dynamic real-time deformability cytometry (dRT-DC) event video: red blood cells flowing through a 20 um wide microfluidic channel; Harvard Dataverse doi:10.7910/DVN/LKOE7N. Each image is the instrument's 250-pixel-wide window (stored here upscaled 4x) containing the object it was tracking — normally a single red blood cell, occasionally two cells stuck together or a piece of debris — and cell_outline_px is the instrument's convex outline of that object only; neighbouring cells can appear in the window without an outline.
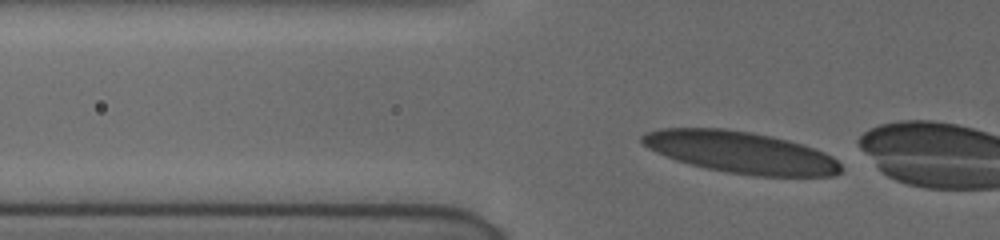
{"species": "human", "species_latin": "Homo sapiens", "temperature_condition": "cold", "stored_images_in_passage": 48, "camera_frame_rate_fps": 3000, "um_per_image_px": 0.085, "donor": {"sex": "female"}, "frame": {"image": 1, "passage_image": 8, "time_ms": 2.0, "image_size_px": [1000, 240], "cell_outline_px": [[844, 168], [840, 172], [832, 176], [756, 176], [724, 172], [688, 164], [676, 160], [656, 152], [648, 148], [640, 140], [640, 136], [648, 132], [660, 128], [724, 128], [772, 136], [788, 140], [824, 152], [832, 156]], "centroid_in_image_um": [62.95, 12.95], "position_along_channel_um": 62.9, "area_um2": 48.26}}
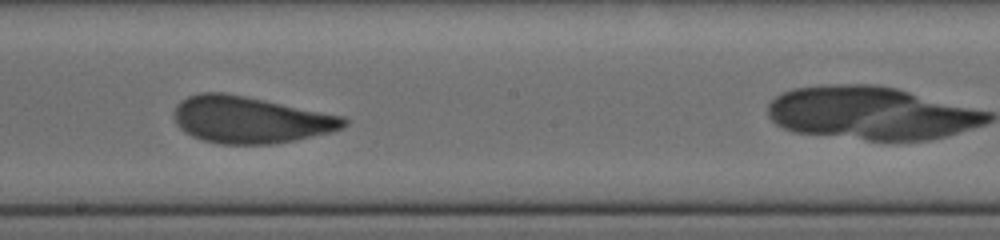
{"frame": {"image": 2, "passage_image": 29, "time_ms": 6.667, "image_size_px": [1000, 240], "cell_outline_px": [[348, 124], [332, 132], [296, 140], [272, 144], [220, 144], [204, 140], [192, 136], [184, 132], [176, 124], [172, 116], [172, 112], [176, 104], [180, 100], [188, 96], [200, 92], [224, 92], [344, 116], [348, 120]], "centroid_in_image_um": [21.23, 10.18], "position_along_channel_um": 227.0, "area_um2": 46.47}}
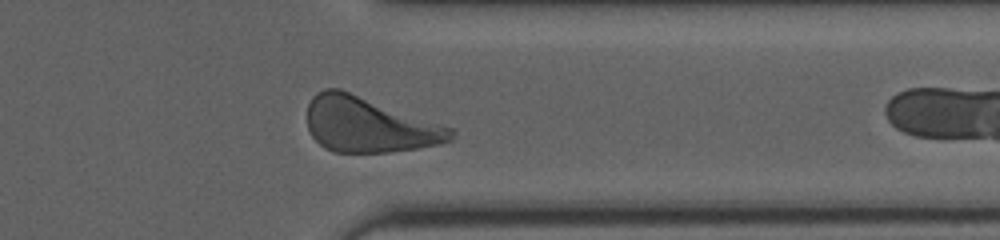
{"frame": {"image": 3, "passage_image": 47, "time_ms": 10.667, "image_size_px": [1000, 240], "cell_outline_px": [[456, 132], [452, 140], [440, 144], [416, 148], [388, 152], [332, 152], [324, 148], [312, 136], [308, 128], [308, 104], [312, 96], [316, 92], [324, 88], [340, 88], [452, 128]], "centroid_in_image_um": [31.33, 10.6], "position_along_channel_um": 380.1, "area_um2": 46.07}}